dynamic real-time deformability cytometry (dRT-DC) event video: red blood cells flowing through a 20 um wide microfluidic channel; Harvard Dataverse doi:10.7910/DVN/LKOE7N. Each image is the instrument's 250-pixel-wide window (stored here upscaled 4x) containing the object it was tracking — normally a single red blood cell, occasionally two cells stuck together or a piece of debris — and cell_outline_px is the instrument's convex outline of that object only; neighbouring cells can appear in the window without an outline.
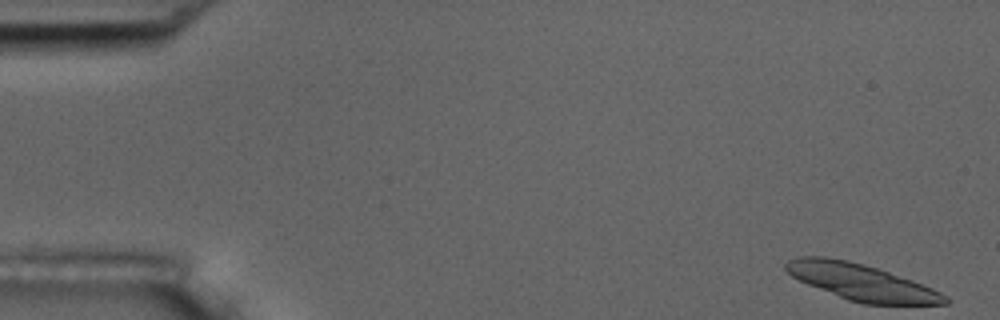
{"species": "common noctule bat (a hibernating species)", "species_latin": "Nyctalus noctula", "temperature_condition": "room temperature", "stored_images_in_passage": 5, "camera_frame_rate_fps": 3000, "um_per_image_px": 0.085, "animal": {"sex": "male", "body_mass_g": 17.5, "forearm_length_mm": 52.3}, "frame": {"image": 1, "passage_image": 1, "time_ms": 0.0, "image_size_px": [1000, 320], "cell_outline_px": [[948, 304], [864, 304], [848, 300], [808, 284], [792, 276], [784, 268], [784, 264], [788, 260], [800, 256], [824, 256], [848, 260], [864, 264], [912, 280], [932, 288], [948, 296]], "centroid_in_image_um": [73.2, 23.97], "position_along_channel_um": 11.8, "area_um2": 33.41}}